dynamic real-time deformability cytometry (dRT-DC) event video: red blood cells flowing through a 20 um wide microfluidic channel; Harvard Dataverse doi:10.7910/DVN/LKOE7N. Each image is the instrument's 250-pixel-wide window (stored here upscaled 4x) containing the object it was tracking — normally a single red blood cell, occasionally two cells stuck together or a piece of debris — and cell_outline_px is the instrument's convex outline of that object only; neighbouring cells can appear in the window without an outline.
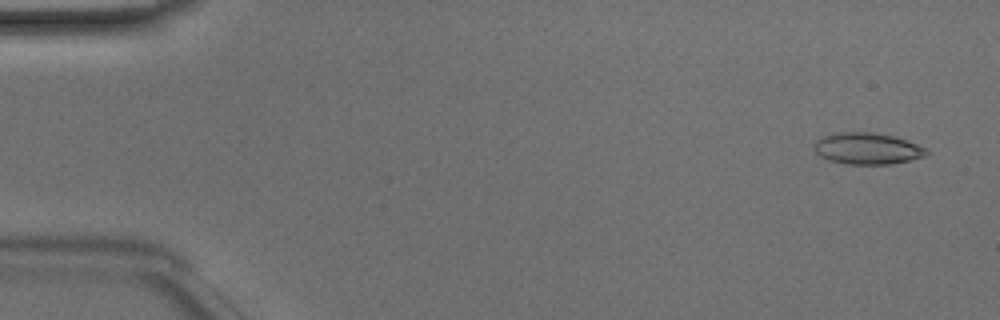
{"species": "Egyptian fruit bat (a non-hibernating species)", "species_latin": "Rousettus aegyptiacus", "temperature_condition": "room temperature", "stored_images_in_passage": 49, "camera_frame_rate_fps": 3000, "um_per_image_px": 0.085, "animal": {"sex": "male"}, "frame": {"image": 1, "passage_image": 3, "time_ms": 0.667, "image_size_px": [1000, 320], "cell_outline_px": [[928, 156], [892, 164], [848, 164], [828, 160], [820, 156], [816, 152], [816, 140], [820, 136], [832, 132], [872, 132], [892, 136], [916, 144], [924, 148], [928, 152]], "centroid_in_image_um": [73.69, 12.62], "position_along_channel_um": 11.3, "area_um2": 20.58}}
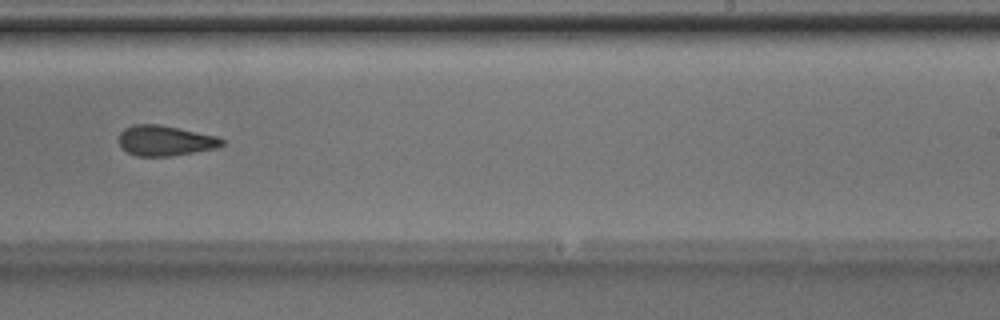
{"frame": {"image": 2, "passage_image": 31, "time_ms": 10.0, "image_size_px": [1000, 320], "cell_outline_px": [[224, 144], [216, 148], [172, 156], [136, 156], [120, 148], [120, 132], [124, 128], [132, 124], [160, 124], [220, 136], [224, 140]], "centroid_in_image_um": [14.05, 11.94], "position_along_channel_um": 274.9, "area_um2": 18.44}}
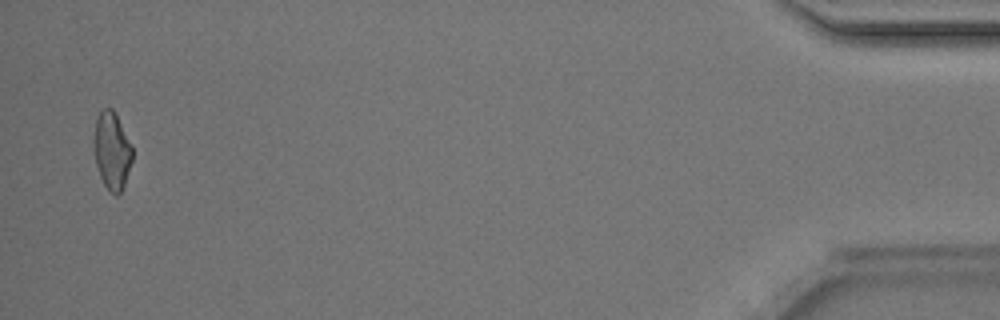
{"frame": {"image": 3, "passage_image": 48, "time_ms": 15.667, "image_size_px": [1000, 320], "cell_outline_px": [[132, 160], [124, 184], [120, 192], [116, 196], [104, 184], [100, 176], [96, 164], [92, 144], [92, 140], [96, 116], [104, 108], [112, 108], [132, 144]], "centroid_in_image_um": [9.48, 12.77], "position_along_channel_um": 425.7, "area_um2": 17.4}, "authors_computed_cell_mechanics": {"area_um2": 18.785, "velocity_mm_per_s": 4.1798, "shape_relaxation_time_tau1_ms": 3.9212, "shape_relaxation_time_tau2_ms": 2.2858, "deformation_change_tau1": 0.1288, "deformation_change_tau2": 0.1086}}